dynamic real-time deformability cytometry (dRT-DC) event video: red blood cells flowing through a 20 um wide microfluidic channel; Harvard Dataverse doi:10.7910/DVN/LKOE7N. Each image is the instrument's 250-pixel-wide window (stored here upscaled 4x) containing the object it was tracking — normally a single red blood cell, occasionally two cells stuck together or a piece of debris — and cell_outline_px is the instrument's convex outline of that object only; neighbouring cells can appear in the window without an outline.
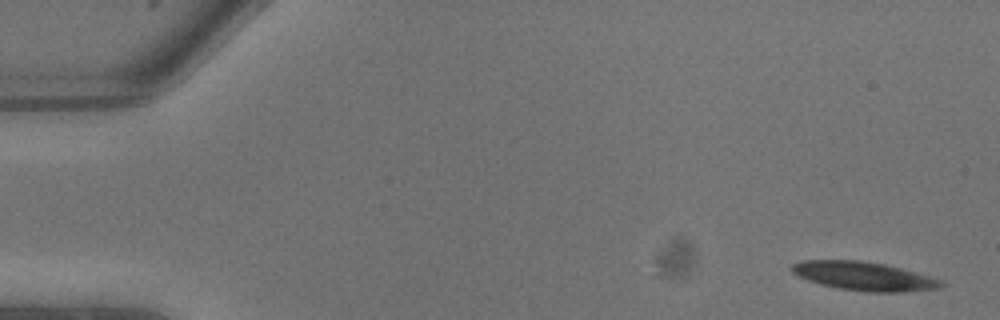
{"species": "common noctule bat (a hibernating species)", "species_latin": "Nyctalus noctula", "temperature_condition": "warm", "stored_images_in_passage": 11, "camera_frame_rate_fps": 3000, "um_per_image_px": 0.085, "animal": {"sex": "male", "body_mass_g": 13.3}, "frame": {"image": 1, "passage_image": 1, "time_ms": 0.0, "image_size_px": [1000, 320], "cell_outline_px": [[944, 284], [940, 288], [900, 292], [868, 292], [836, 288], [820, 284], [808, 280], [792, 272], [788, 268], [792, 264], [804, 260], [860, 260], [884, 264], [900, 268], [944, 280]], "centroid_in_image_um": [73.42, 23.47], "position_along_channel_um": 11.6, "area_um2": 24.97}}
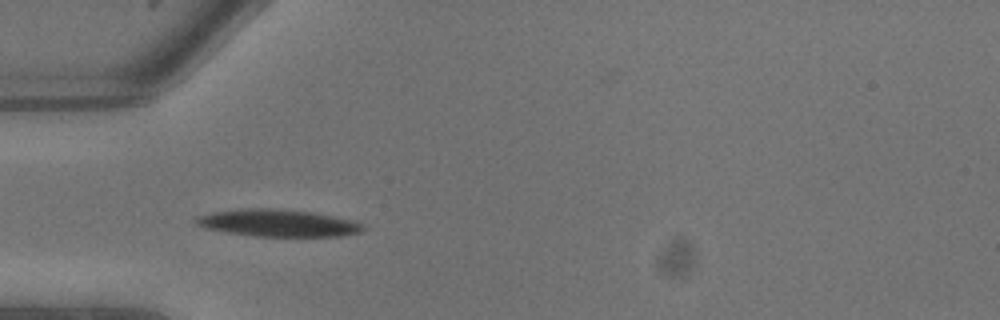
{"frame": {"image": 2, "passage_image": 7, "time_ms": 2.0, "image_size_px": [1000, 320], "cell_outline_px": [[364, 232], [344, 236], [252, 236], [224, 232], [204, 228], [192, 224], [192, 220], [196, 216], [208, 212], [240, 208], [280, 208], [312, 212], [356, 220], [364, 224]], "centroid_in_image_um": [23.58, 18.95], "position_along_channel_um": 61.4, "area_um2": 27.28}}